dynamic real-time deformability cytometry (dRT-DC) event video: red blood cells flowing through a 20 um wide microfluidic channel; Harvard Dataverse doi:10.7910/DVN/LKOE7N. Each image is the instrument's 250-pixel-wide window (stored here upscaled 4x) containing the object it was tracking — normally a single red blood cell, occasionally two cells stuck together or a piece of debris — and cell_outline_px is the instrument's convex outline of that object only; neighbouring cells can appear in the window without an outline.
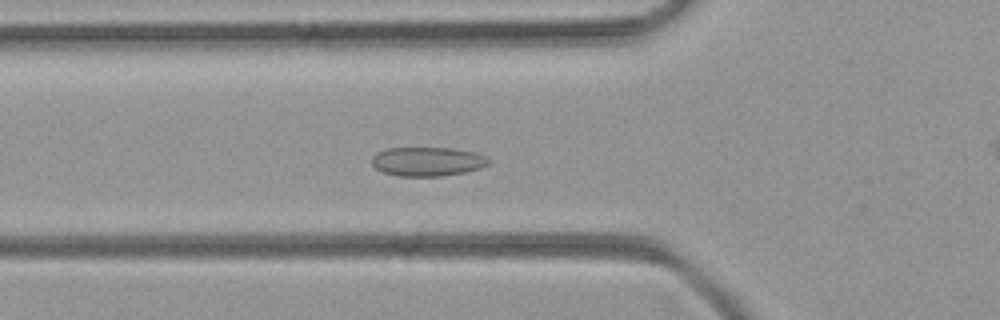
{"species": "common noctule bat (a hibernating species)", "species_latin": "Nyctalus noctula", "temperature_condition": "room temperature", "stored_images_in_passage": 38, "camera_frame_rate_fps": 3000, "um_per_image_px": 0.085, "animal": {"sex": "female", "body_mass_g": 21.9}, "frame": {"image": 1, "passage_image": 4, "time_ms": 1.0, "image_size_px": [1000, 320], "cell_outline_px": [[492, 160], [488, 164], [480, 168], [464, 172], [440, 176], [396, 176], [384, 172], [376, 168], [372, 164], [372, 156], [376, 152], [388, 148], [452, 148], [476, 152]], "centroid_in_image_um": [36.33, 13.72], "position_along_channel_um": 89.5, "area_um2": 19.83}}
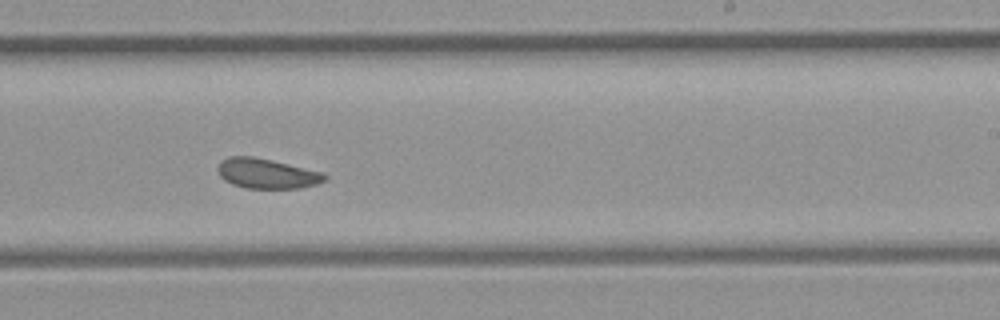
{"frame": {"image": 2, "passage_image": 17, "time_ms": 5.333, "image_size_px": [1000, 320], "cell_outline_px": [[328, 176], [324, 180], [316, 184], [300, 188], [244, 188], [232, 184], [224, 180], [220, 176], [216, 168], [220, 160], [228, 156], [252, 156], [272, 160], [324, 172]], "centroid_in_image_um": [22.64, 14.74], "position_along_channel_um": 266.4, "area_um2": 18.84}}
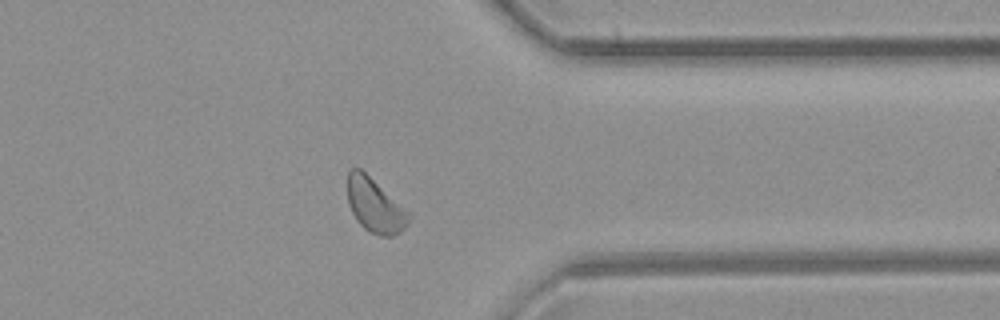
{"frame": {"image": 3, "passage_image": 26, "time_ms": 8.333, "image_size_px": [1000, 320], "cell_outline_px": [[408, 224], [400, 232], [392, 236], [380, 236], [368, 232], [356, 220], [348, 204], [348, 172], [352, 168], [360, 168], [408, 212]], "centroid_in_image_um": [31.83, 17.49], "position_along_channel_um": 379.6, "area_um2": 18.79}}